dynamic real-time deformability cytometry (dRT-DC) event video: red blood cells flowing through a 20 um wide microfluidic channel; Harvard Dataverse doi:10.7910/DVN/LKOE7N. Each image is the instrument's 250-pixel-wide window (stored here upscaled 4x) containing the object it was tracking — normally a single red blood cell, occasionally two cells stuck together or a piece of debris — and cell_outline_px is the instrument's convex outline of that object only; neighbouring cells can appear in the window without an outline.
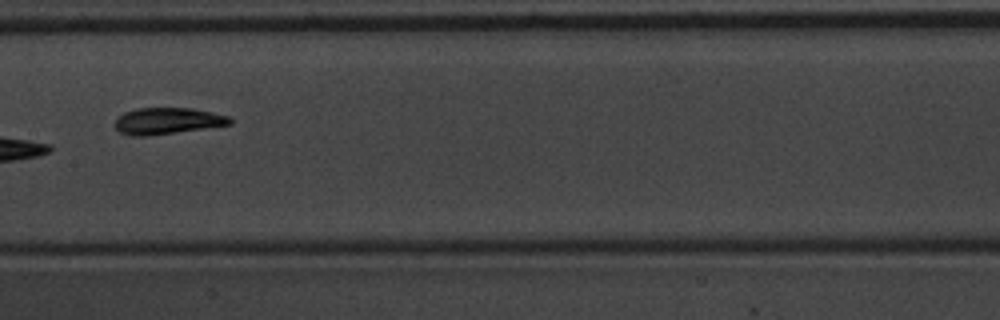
{"species": "common noctule bat (a hibernating species)", "species_latin": "Nyctalus noctula", "temperature_condition": "warm", "stored_images_in_passage": 9, "camera_frame_rate_fps": 3000, "um_per_image_px": 0.085, "animal": {"sex": "male", "body_mass_g": 20.1, "forearm_length_mm": 53.5}, "frame": {"image": 1, "passage_image": 6, "time_ms": 1.667, "image_size_px": [1000, 320], "cell_outline_px": [[232, 124], [148, 136], [132, 136], [120, 132], [116, 128], [116, 120], [124, 112], [136, 108], [192, 108], [212, 112], [228, 116], [232, 120]], "centroid_in_image_um": [14.23, 10.27], "position_along_channel_um": 193.2, "area_um2": 17.57}}
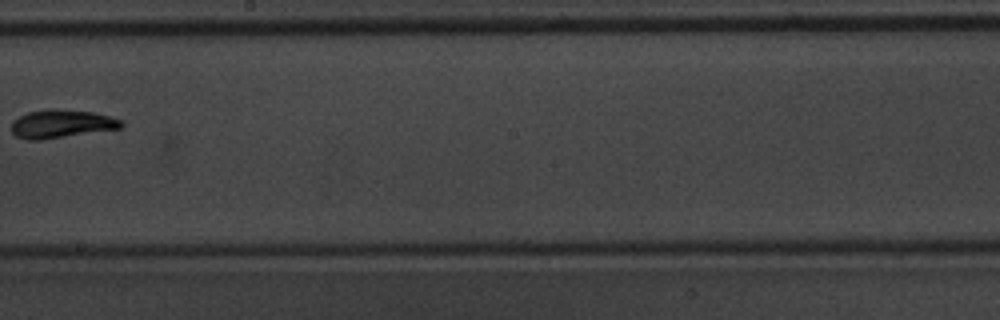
{"frame": {"image": 2, "passage_image": 7, "time_ms": 2.0, "image_size_px": [1000, 320], "cell_outline_px": [[124, 128], [40, 140], [24, 140], [16, 136], [12, 132], [12, 120], [28, 112], [56, 108], [92, 112], [124, 120]], "centroid_in_image_um": [5.25, 10.53], "position_along_channel_um": 243.0, "area_um2": 18.26}}